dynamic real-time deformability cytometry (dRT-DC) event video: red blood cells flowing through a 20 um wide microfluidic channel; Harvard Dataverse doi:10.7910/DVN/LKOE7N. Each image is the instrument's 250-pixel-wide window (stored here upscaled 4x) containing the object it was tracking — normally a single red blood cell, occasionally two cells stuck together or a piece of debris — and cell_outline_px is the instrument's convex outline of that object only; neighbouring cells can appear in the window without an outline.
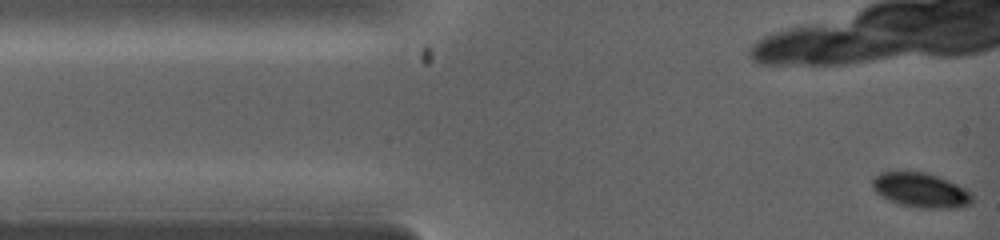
{"species": "common noctule bat (a hibernating species)", "species_latin": "Nyctalus noctula", "temperature_condition": "warm", "stored_images_in_passage": 11, "camera_frame_rate_fps": 5000, "um_per_image_px": 0.085, "animal": {"sex": "female", "body_mass_g": 19.0, "forearm_length_mm": 53.3}, "frame": {"image": 1, "passage_image": 1, "time_ms": 0.0, "image_size_px": [1000, 240], "cell_outline_px": [[972, 204], [960, 208], [920, 208], [896, 204], [880, 196], [872, 188], [872, 180], [880, 172], [924, 172], [948, 180], [972, 192]], "centroid_in_image_um": [78.27, 16.19], "position_along_channel_um": 6.7, "area_um2": 20.29}}